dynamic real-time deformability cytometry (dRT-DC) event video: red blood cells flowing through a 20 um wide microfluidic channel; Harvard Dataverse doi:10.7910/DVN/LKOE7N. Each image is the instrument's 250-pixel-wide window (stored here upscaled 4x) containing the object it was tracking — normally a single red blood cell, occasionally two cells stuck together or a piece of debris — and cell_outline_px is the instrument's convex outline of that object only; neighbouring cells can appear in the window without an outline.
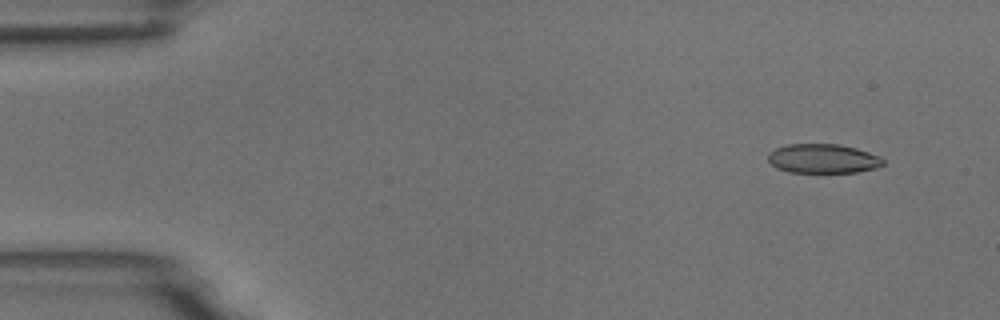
{"species": "common noctule bat (a hibernating species)", "species_latin": "Nyctalus noctula", "temperature_condition": "room temperature", "stored_images_in_passage": 5, "camera_frame_rate_fps": 3000, "um_per_image_px": 0.085, "animal": {"sex": "male", "body_mass_g": 18.8}, "frame": {"image": 1, "passage_image": 2, "time_ms": 1.0, "image_size_px": [1000, 320], "cell_outline_px": [[884, 164], [876, 168], [856, 172], [788, 172], [776, 168], [768, 160], [768, 152], [776, 148], [788, 144], [836, 144], [856, 148], [880, 156], [884, 160]], "centroid_in_image_um": [69.94, 13.48], "position_along_channel_um": 15.1, "area_um2": 19.59}}
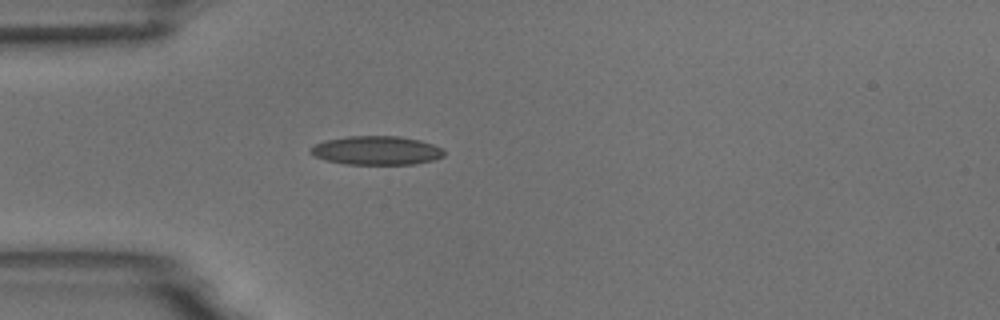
{"frame": {"image": 2, "passage_image": 5, "time_ms": 4.667, "image_size_px": [1000, 320], "cell_outline_px": [[444, 156], [432, 160], [412, 164], [344, 164], [324, 160], [308, 152], [308, 148], [324, 140], [348, 136], [400, 136], [420, 140], [444, 148]], "centroid_in_image_um": [31.97, 12.78], "position_along_channel_um": 53.0, "area_um2": 22.54}}